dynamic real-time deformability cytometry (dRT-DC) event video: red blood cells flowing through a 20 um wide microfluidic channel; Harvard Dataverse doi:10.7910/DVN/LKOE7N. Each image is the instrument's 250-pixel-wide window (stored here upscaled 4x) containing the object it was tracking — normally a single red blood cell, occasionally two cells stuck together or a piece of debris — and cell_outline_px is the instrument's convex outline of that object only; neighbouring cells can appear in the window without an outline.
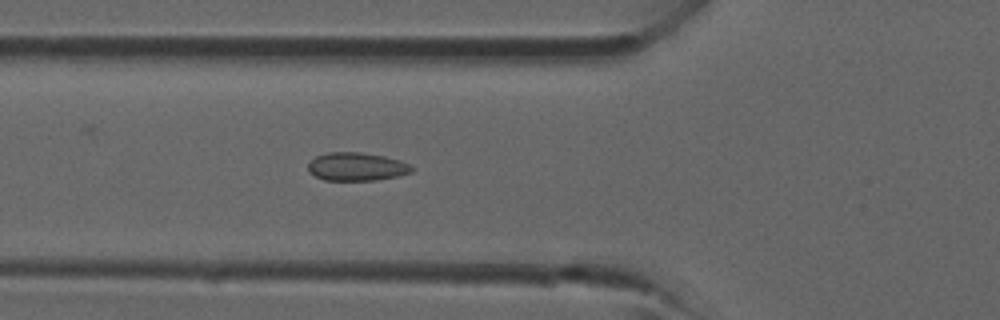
{"species": "common noctule bat (a hibernating species)", "species_latin": "Nyctalus noctula", "temperature_condition": "room temperature", "stored_images_in_passage": 41, "camera_frame_rate_fps": 3000, "um_per_image_px": 0.085, "animal": {"sex": "male", "forearm_length_mm": 52.5}, "frame": {"image": 1, "passage_image": 15, "time_ms": 4.667, "image_size_px": [1000, 320], "cell_outline_px": [[416, 168], [412, 172], [396, 176], [376, 180], [324, 180], [308, 172], [308, 164], [316, 156], [328, 152], [360, 152], [384, 156], [400, 160]], "centroid_in_image_um": [30.32, 14.16], "position_along_channel_um": 95.5, "area_um2": 17.05}}
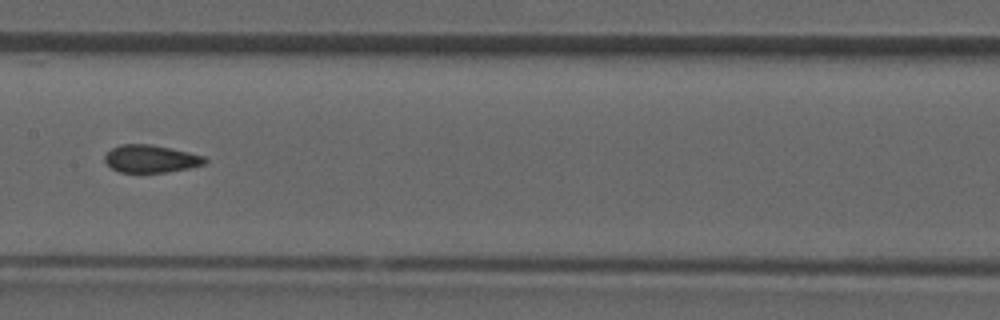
{"frame": {"image": 2, "passage_image": 21, "time_ms": 6.667, "image_size_px": [1000, 320], "cell_outline_px": [[208, 160], [204, 164], [188, 168], [164, 172], [120, 172], [112, 168], [104, 160], [104, 156], [112, 148], [120, 144], [148, 144], [188, 152], [204, 156]], "centroid_in_image_um": [12.8, 13.49], "position_along_channel_um": 194.6, "area_um2": 15.84}}
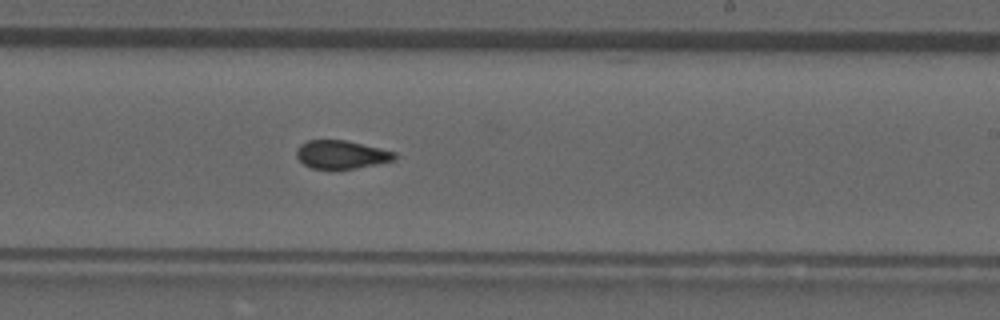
{"frame": {"image": 3, "passage_image": 25, "time_ms": 8.0, "image_size_px": [1000, 320], "cell_outline_px": [[396, 160], [376, 164], [352, 168], [312, 168], [304, 164], [296, 156], [296, 148], [300, 144], [308, 140], [344, 140], [380, 148], [396, 152]], "centroid_in_image_um": [29.01, 13.12], "position_along_channel_um": 260.0, "area_um2": 15.95}}